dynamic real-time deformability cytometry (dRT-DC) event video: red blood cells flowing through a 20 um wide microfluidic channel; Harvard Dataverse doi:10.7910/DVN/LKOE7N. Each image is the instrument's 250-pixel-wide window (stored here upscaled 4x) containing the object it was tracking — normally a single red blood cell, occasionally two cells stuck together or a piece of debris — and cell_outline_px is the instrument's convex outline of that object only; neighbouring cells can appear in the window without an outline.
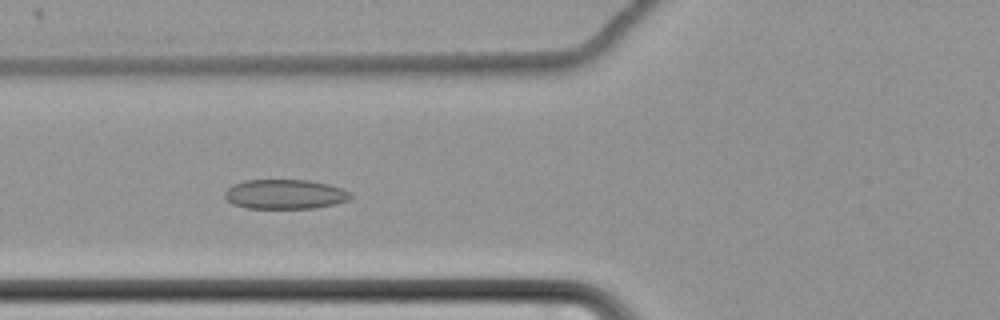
{"species": "common noctule bat (a hibernating species)", "species_latin": "Nyctalus noctula", "temperature_condition": "cold", "stored_images_in_passage": 51, "camera_frame_rate_fps": 3000, "um_per_image_px": 0.085, "animal": {"sex": "female", "body_mass_g": 22.7, "forearm_length_mm": 54.2}, "frame": {"image": 1, "passage_image": 14, "time_ms": 4.333, "image_size_px": [1000, 320], "cell_outline_px": [[352, 196], [348, 200], [336, 204], [312, 208], [248, 208], [232, 204], [224, 196], [224, 192], [232, 184], [244, 180], [308, 180], [328, 184], [344, 188], [352, 192]], "centroid_in_image_um": [24.24, 16.5], "position_along_channel_um": 101.6, "area_um2": 21.85}}
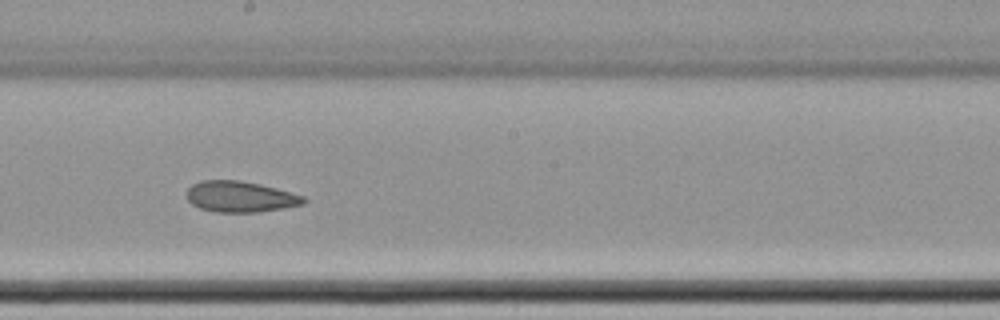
{"frame": {"image": 2, "passage_image": 25, "time_ms": 8.0, "image_size_px": [1000, 320], "cell_outline_px": [[308, 200], [304, 204], [256, 212], [212, 212], [200, 208], [192, 204], [188, 200], [188, 188], [192, 184], [200, 180], [240, 180], [260, 184], [276, 188], [304, 196]], "centroid_in_image_um": [20.41, 16.71], "position_along_channel_um": 227.8, "area_um2": 21.04}}
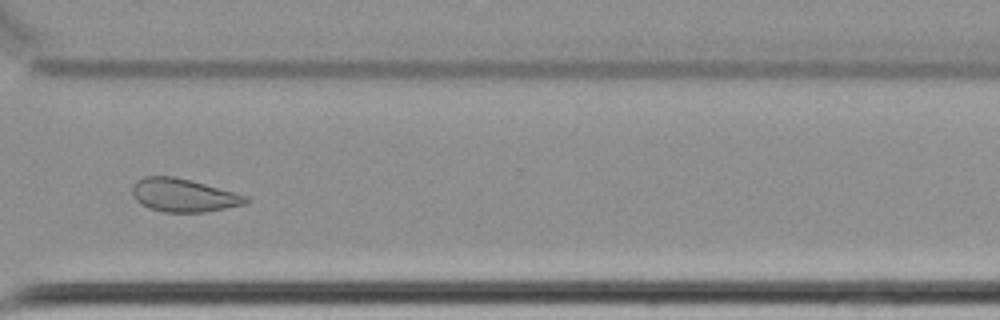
{"frame": {"image": 3, "passage_image": 36, "time_ms": 11.667, "image_size_px": [1000, 320], "cell_outline_px": [[248, 200], [244, 204], [204, 212], [164, 212], [148, 208], [140, 204], [132, 196], [132, 188], [136, 180], [144, 176], [172, 176], [204, 184], [248, 196]], "centroid_in_image_um": [15.53, 16.6], "position_along_channel_um": 355.1, "area_um2": 21.73}, "authors_computed_cell_mechanics": {"area_um2": 22.542, "velocity_mm_per_s": 3.4493, "shape_relaxation_time_tau1_ms": null, "shape_relaxation_time_tau2_ms": 5.6202, "deformation_change_tau1": null, "deformation_change_tau2": 0.1202}}